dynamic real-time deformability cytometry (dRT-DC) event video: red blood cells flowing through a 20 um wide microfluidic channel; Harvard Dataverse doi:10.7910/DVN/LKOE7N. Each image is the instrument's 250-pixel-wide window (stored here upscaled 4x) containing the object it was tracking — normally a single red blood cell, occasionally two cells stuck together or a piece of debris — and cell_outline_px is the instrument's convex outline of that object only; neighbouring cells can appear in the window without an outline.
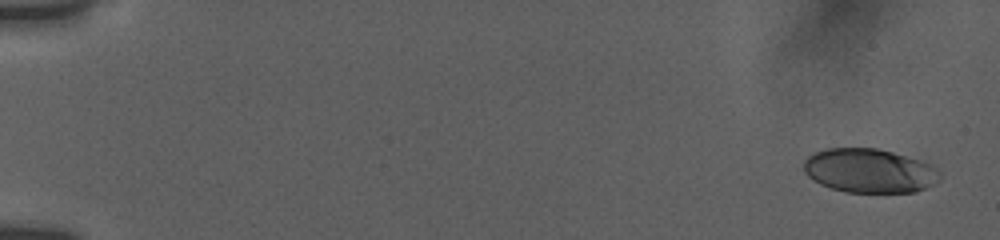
{"species": "human", "species_latin": "Homo sapiens", "temperature_condition": "room temperature", "stored_images_in_passage": 14, "camera_frame_rate_fps": 3000, "um_per_image_px": 0.085, "donor": {"sex": "female"}, "frame": {"image": 1, "passage_image": 1, "time_ms": 0.0, "image_size_px": [1000, 240], "cell_outline_px": [[940, 180], [916, 192], [844, 192], [820, 184], [812, 180], [804, 172], [804, 160], [808, 156], [816, 152], [828, 148], [876, 148], [892, 152], [920, 160], [936, 168], [940, 172]], "centroid_in_image_um": [73.88, 14.51], "position_along_channel_um": 11.1, "area_um2": 34.85}}
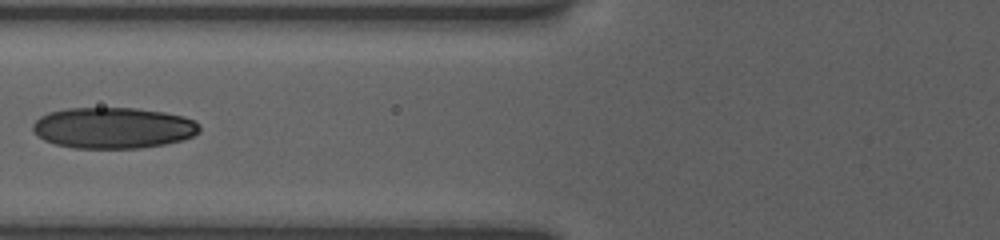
{"frame": {"image": 2, "passage_image": 12, "time_ms": 7.333, "image_size_px": [1000, 240], "cell_outline_px": [[200, 132], [192, 136], [180, 140], [164, 144], [140, 148], [72, 148], [56, 144], [44, 140], [36, 136], [32, 128], [32, 124], [40, 116], [48, 112], [64, 108], [136, 108], [164, 112], [184, 116], [196, 120], [200, 124]], "centroid_in_image_um": [9.61, 10.86], "position_along_channel_um": 116.2, "area_um2": 40.23}}
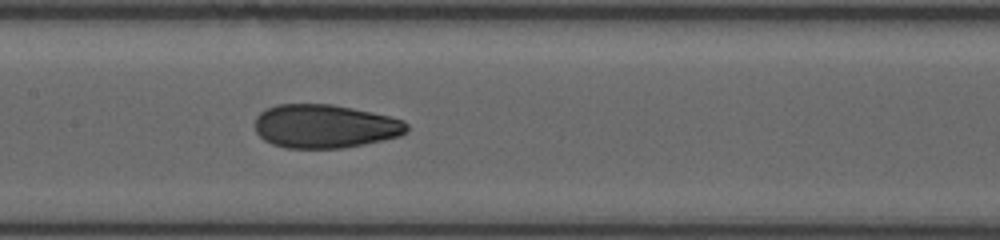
{"frame": {"image": 3, "passage_image": 14, "time_ms": 9.0, "image_size_px": [1000, 240], "cell_outline_px": [[408, 132], [400, 136], [364, 144], [340, 148], [288, 148], [272, 144], [264, 140], [256, 132], [256, 116], [260, 112], [276, 104], [332, 104], [372, 112], [404, 120], [408, 124]], "centroid_in_image_um": [27.63, 10.73], "position_along_channel_um": 179.8, "area_um2": 38.61}}